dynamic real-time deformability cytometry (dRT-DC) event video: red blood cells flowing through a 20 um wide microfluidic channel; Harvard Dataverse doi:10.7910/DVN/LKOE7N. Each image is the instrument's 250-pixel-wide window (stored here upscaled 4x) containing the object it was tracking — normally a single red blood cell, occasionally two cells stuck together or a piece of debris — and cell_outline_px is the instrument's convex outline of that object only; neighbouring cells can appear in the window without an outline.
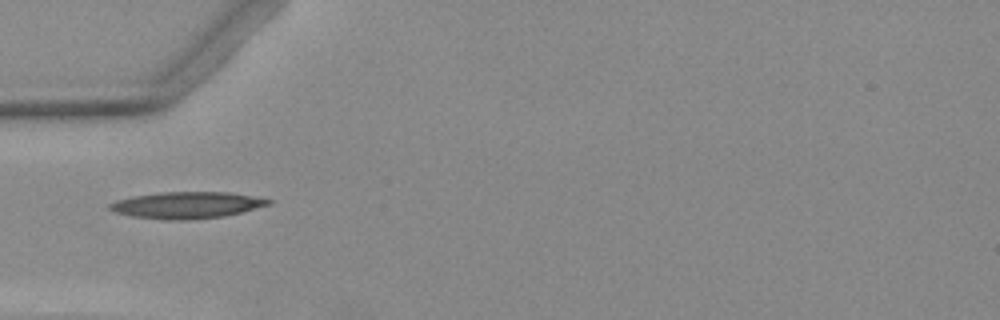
{"species": "Egyptian fruit bat (a non-hibernating species)", "species_latin": "Rousettus aegyptiacus", "temperature_condition": "warm", "stored_images_in_passage": 3, "camera_frame_rate_fps": 3000, "um_per_image_px": 0.085, "animal": {"sex": "female"}, "frame": {"image": 1, "passage_image": 1, "time_ms": 0.0, "image_size_px": [1000, 320], "cell_outline_px": [[272, 204], [224, 216], [192, 220], [168, 220], [136, 216], [116, 212], [108, 208], [108, 204], [116, 200], [132, 196], [160, 192], [232, 192], [272, 200]], "centroid_in_image_um": [15.89, 17.42], "position_along_channel_um": 69.1, "area_um2": 24.51}}